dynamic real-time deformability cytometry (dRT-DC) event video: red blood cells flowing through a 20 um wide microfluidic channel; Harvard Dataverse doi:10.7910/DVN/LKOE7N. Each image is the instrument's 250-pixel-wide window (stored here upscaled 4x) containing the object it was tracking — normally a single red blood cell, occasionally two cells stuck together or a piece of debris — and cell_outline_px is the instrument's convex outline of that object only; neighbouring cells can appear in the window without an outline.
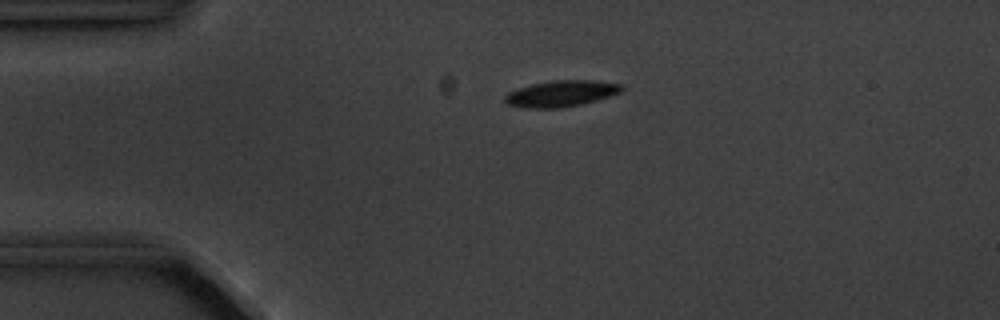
{"species": "common noctule bat (a hibernating species)", "species_latin": "Nyctalus noctula", "temperature_condition": "cold", "stored_images_in_passage": 4, "camera_frame_rate_fps": 3000, "um_per_image_px": 0.085, "animal": {"sex": "male", "body_mass_g": 20.1, "forearm_length_mm": 53.5}, "frame": {"image": 1, "passage_image": 3, "time_ms": 3.0, "image_size_px": [1000, 320], "cell_outline_px": [[624, 88], [620, 92], [596, 100], [580, 104], [556, 108], [528, 108], [508, 104], [504, 100], [504, 96], [508, 92], [532, 84], [548, 80], [596, 80], [624, 84]], "centroid_in_image_um": [47.71, 7.93], "position_along_channel_um": 37.3, "area_um2": 17.74}}